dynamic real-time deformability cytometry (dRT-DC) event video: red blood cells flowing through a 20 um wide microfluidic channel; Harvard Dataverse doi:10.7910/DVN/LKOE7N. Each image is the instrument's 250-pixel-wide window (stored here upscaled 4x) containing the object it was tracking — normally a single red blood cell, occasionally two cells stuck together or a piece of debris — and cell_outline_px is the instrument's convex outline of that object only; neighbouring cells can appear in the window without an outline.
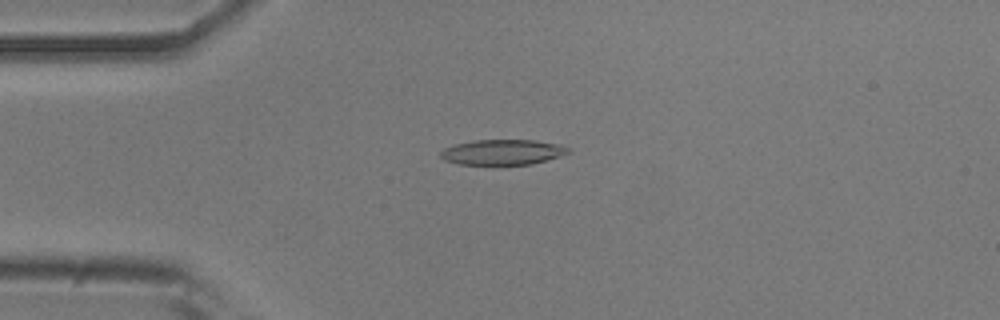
{"species": "common noctule bat (a hibernating species)", "species_latin": "Nyctalus noctula", "temperature_condition": "room temperature", "stored_images_in_passage": 50, "camera_frame_rate_fps": 3000, "um_per_image_px": 0.085, "animal": {"sex": "male", "body_mass_g": 20.5, "forearm_length_mm": 52.5}, "frame": {"image": 1, "passage_image": 13, "time_ms": 4.0, "image_size_px": [1000, 320], "cell_outline_px": [[572, 152], [560, 156], [532, 164], [460, 164], [444, 160], [440, 156], [440, 152], [444, 148], [456, 144], [472, 140], [536, 140], [556, 144], [568, 148]], "centroid_in_image_um": [42.71, 12.93], "position_along_channel_um": 42.3, "area_um2": 18.67}}
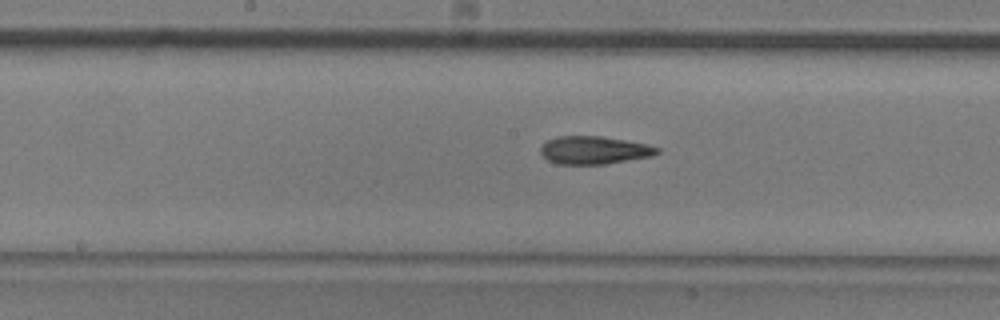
{"frame": {"image": 2, "passage_image": 27, "time_ms": 8.667, "image_size_px": [1000, 320], "cell_outline_px": [[660, 152], [652, 156], [604, 164], [556, 164], [548, 160], [540, 152], [540, 148], [548, 140], [556, 136], [600, 136], [648, 144], [660, 148]], "centroid_in_image_um": [50.5, 12.76], "position_along_channel_um": 197.7, "area_um2": 18.9}}
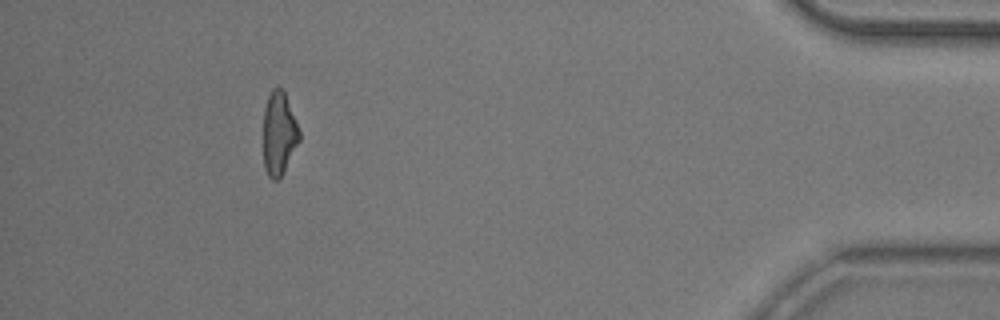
{"frame": {"image": 3, "passage_image": 49, "time_ms": 16.0, "image_size_px": [1000, 320], "cell_outline_px": [[300, 140], [280, 176], [276, 180], [272, 180], [268, 176], [264, 164], [264, 108], [268, 96], [272, 88], [284, 88], [300, 132]], "centroid_in_image_um": [23.71, 11.29], "position_along_channel_um": 411.5, "area_um2": 17.28}}